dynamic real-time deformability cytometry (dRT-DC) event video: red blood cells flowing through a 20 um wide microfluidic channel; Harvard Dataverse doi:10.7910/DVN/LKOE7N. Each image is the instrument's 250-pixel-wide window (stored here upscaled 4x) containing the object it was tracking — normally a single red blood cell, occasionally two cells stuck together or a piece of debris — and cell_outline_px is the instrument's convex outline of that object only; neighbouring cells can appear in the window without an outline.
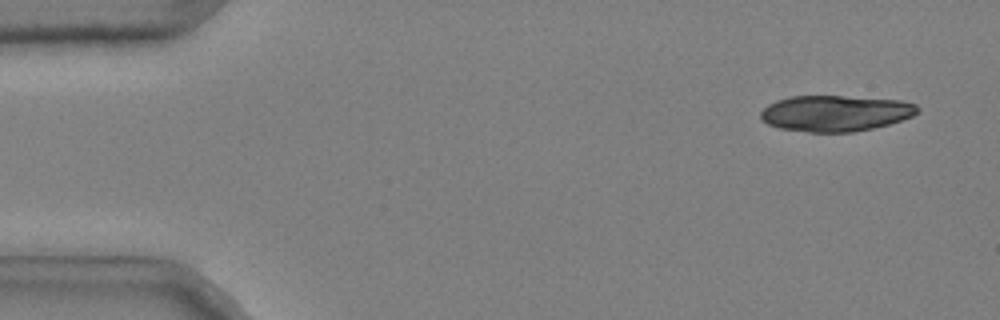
{"species": "common noctule bat (a hibernating species)", "species_latin": "Nyctalus noctula", "temperature_condition": "cold", "stored_images_in_passage": 48, "camera_frame_rate_fps": 3000, "um_per_image_px": 0.085, "animal": {"sex": "male", "body_mass_g": 20.4}, "frame": {"image": 1, "passage_image": 3, "time_ms": 0.667, "image_size_px": [1000, 320], "cell_outline_px": [[920, 108], [912, 116], [888, 124], [872, 128], [852, 132], [808, 132], [780, 128], [768, 124], [760, 116], [760, 112], [768, 104], [776, 100], [792, 96], [840, 96], [900, 100], [916, 104]], "centroid_in_image_um": [70.99, 9.62], "position_along_channel_um": 14.0, "area_um2": 32.66}}
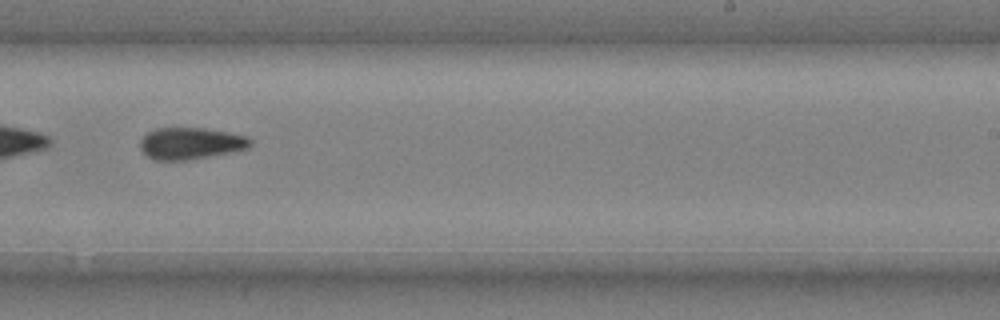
{"frame": {"image": 2, "passage_image": 33, "time_ms": 10.667, "image_size_px": [1000, 320], "cell_outline_px": [[252, 144], [248, 148], [192, 160], [152, 160], [140, 148], [140, 140], [148, 132], [156, 128], [204, 128], [228, 132], [248, 136], [252, 140]], "centroid_in_image_um": [16.21, 12.19], "position_along_channel_um": 272.8, "area_um2": 20.46}}
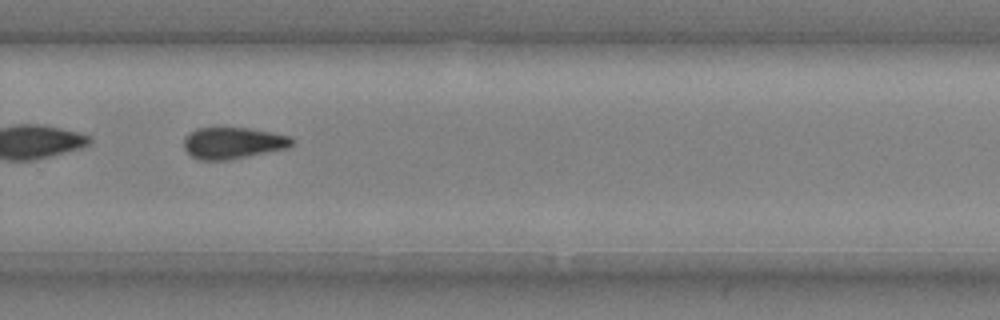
{"frame": {"image": 3, "passage_image": 36, "time_ms": 11.667, "image_size_px": [1000, 320], "cell_outline_px": [[292, 144], [288, 148], [228, 160], [200, 160], [192, 156], [184, 148], [184, 136], [196, 128], [216, 124], [248, 128], [288, 136], [292, 140]], "centroid_in_image_um": [19.71, 12.11], "position_along_channel_um": 310.1, "area_um2": 20.35}, "authors_computed_cell_mechanics": {"area_um2": 20.808, "velocity_mm_per_s": 3.7258, "shape_relaxation_time_tau1_ms": 11.1323, "shape_relaxation_time_tau2_ms": 5.3286, "deformation_change_tau1": 0.1861, "deformation_change_tau2": 0.1178}}